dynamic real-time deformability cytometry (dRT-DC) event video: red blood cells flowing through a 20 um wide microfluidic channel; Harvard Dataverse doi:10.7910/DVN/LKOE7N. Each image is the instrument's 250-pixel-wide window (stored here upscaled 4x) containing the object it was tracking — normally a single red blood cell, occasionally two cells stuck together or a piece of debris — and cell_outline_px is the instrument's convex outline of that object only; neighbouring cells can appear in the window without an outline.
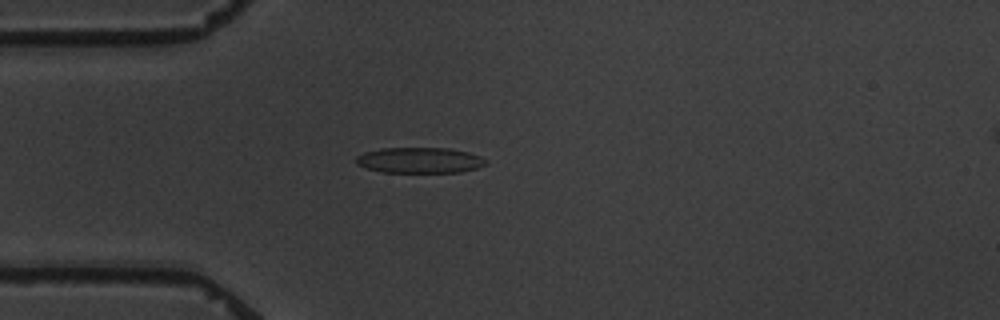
{"species": "common noctule bat (a hibernating species)", "species_latin": "Nyctalus noctula", "temperature_condition": "warm", "stored_images_in_passage": 4, "camera_frame_rate_fps": 3000, "um_per_image_px": 0.085, "animal": {"sex": "male", "body_mass_g": 19.5, "forearm_length_mm": 54.6}, "frame": {"image": 1, "passage_image": 4, "time_ms": 8.333, "image_size_px": [1000, 320], "cell_outline_px": [[488, 160], [484, 164], [476, 168], [460, 172], [384, 172], [364, 168], [356, 164], [356, 156], [364, 152], [380, 148], [448, 148], [468, 152], [480, 156]], "centroid_in_image_um": [35.63, 13.62], "position_along_channel_um": 49.4, "area_um2": 19.42}}